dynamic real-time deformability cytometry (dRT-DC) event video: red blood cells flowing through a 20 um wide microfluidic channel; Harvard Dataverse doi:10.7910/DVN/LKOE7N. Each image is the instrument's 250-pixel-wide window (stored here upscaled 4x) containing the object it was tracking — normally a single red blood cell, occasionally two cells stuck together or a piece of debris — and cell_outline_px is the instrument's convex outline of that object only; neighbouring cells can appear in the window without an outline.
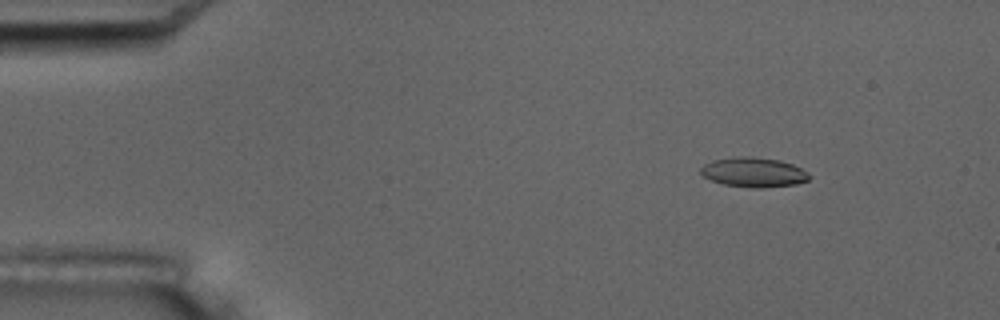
{"species": "common noctule bat (a hibernating species)", "species_latin": "Nyctalus noctula", "temperature_condition": "room temperature", "stored_images_in_passage": 12, "camera_frame_rate_fps": 3000, "um_per_image_px": 0.085, "animal": {"sex": "male", "body_mass_g": 17.5, "forearm_length_mm": 52.3}, "frame": {"image": 1, "passage_image": 3, "time_ms": 2.333, "image_size_px": [1000, 320], "cell_outline_px": [[812, 176], [808, 180], [796, 184], [752, 188], [724, 184], [712, 180], [704, 176], [700, 172], [700, 168], [704, 164], [712, 160], [736, 156], [752, 156], [780, 160], [792, 164], [808, 172]], "centroid_in_image_um": [64.06, 14.62], "position_along_channel_um": 20.9, "area_um2": 18.73}}
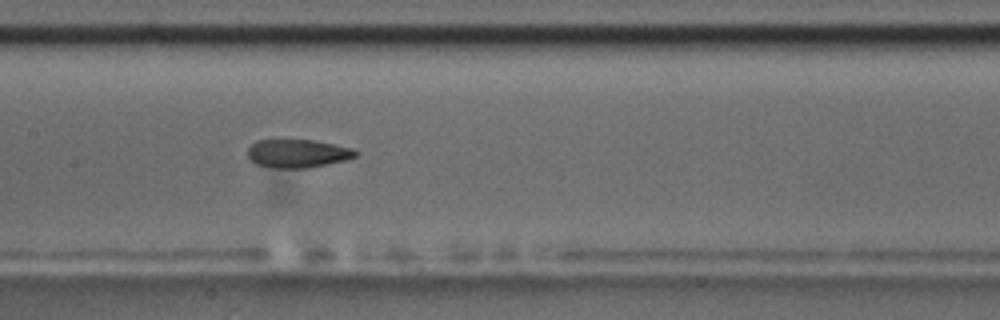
{"frame": {"image": 2, "passage_image": 9, "time_ms": 9.333, "image_size_px": [1000, 320], "cell_outline_px": [[360, 152], [356, 156], [344, 160], [308, 168], [272, 168], [256, 164], [248, 156], [248, 148], [256, 140], [312, 140], [352, 148]], "centroid_in_image_um": [25.29, 13.05], "position_along_channel_um": 182.1, "area_um2": 17.69}}